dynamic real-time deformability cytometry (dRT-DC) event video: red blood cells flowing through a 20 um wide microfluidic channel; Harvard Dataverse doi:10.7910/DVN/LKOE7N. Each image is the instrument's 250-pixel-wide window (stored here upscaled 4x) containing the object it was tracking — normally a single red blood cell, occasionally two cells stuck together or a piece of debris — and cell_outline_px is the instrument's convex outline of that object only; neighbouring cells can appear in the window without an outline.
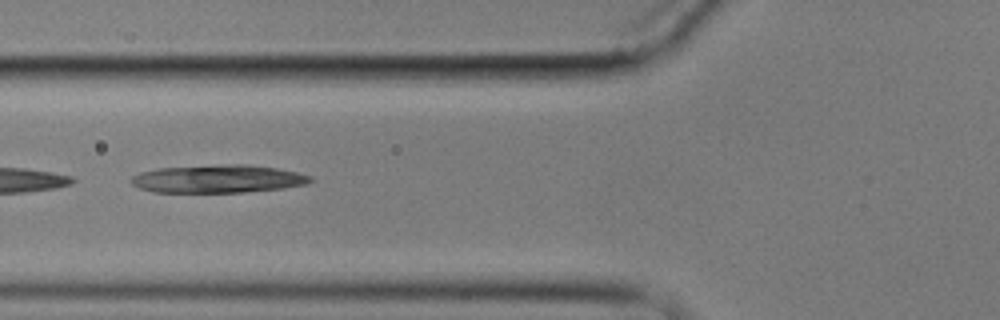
{"species": "common noctule bat (a hibernating species)", "species_latin": "Nyctalus noctula", "temperature_condition": "cold", "stored_images_in_passage": 5, "camera_frame_rate_fps": 3000, "um_per_image_px": 0.085, "animal": {"sex": "male", "body_mass_g": 17.9}, "frame": {"image": 1, "passage_image": 2, "time_ms": 1.333, "image_size_px": [1000, 320], "cell_outline_px": [[312, 180], [308, 184], [284, 188], [244, 192], [152, 192], [140, 188], [132, 184], [128, 180], [132, 176], [140, 172], [156, 168], [228, 164], [244, 164], [276, 168], [296, 172], [312, 176]], "centroid_in_image_um": [18.51, 15.2], "position_along_channel_um": 107.3, "area_um2": 29.3}}
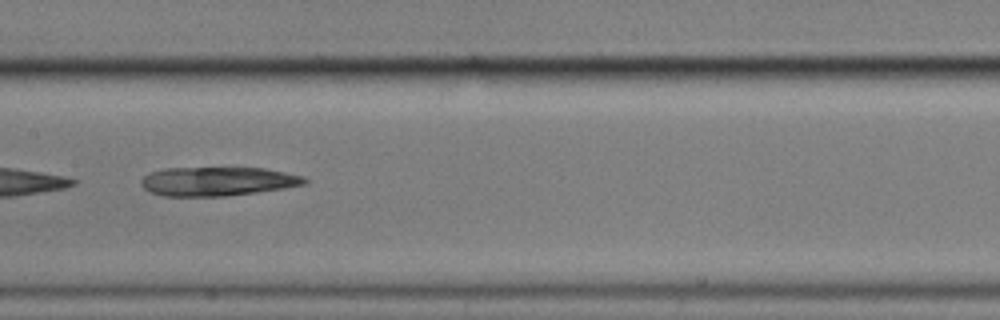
{"frame": {"image": 2, "passage_image": 4, "time_ms": 3.667, "image_size_px": [1000, 320], "cell_outline_px": [[308, 184], [284, 188], [256, 192], [224, 196], [164, 196], [152, 192], [144, 188], [140, 184], [140, 180], [148, 172], [164, 168], [264, 168], [304, 176], [308, 180]], "centroid_in_image_um": [18.49, 15.41], "position_along_channel_um": 188.9, "area_um2": 27.63}}
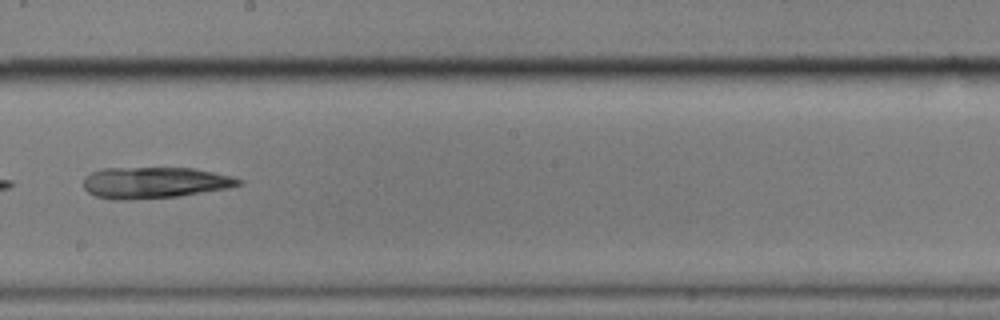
{"frame": {"image": 3, "passage_image": 5, "time_ms": 5.0, "image_size_px": [1000, 320], "cell_outline_px": [[244, 184], [228, 188], [180, 196], [124, 200], [112, 200], [96, 196], [88, 192], [84, 188], [84, 176], [92, 172], [104, 168], [192, 168], [232, 176], [244, 180]], "centroid_in_image_um": [13.15, 15.53], "position_along_channel_um": 235.1, "area_um2": 28.38}}